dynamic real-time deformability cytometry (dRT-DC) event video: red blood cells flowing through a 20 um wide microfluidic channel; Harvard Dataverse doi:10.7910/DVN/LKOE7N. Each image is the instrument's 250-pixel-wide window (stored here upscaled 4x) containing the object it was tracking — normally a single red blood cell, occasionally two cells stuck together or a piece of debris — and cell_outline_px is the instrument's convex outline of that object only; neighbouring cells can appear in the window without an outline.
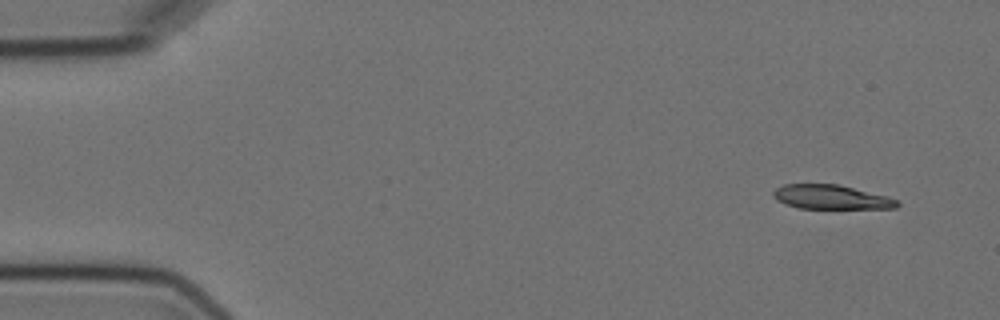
{"species": "Egyptian fruit bat (a non-hibernating species)", "species_latin": "Rousettus aegyptiacus", "temperature_condition": "cold", "stored_images_in_passage": 4, "camera_frame_rate_fps": 3000, "um_per_image_px": 0.085, "animal": {"sex": "female"}, "frame": {"image": 1, "passage_image": 1, "time_ms": 0.0, "image_size_px": [1000, 320], "cell_outline_px": [[900, 204], [896, 208], [800, 208], [784, 204], [776, 200], [772, 196], [772, 192], [776, 188], [784, 184], [840, 184], [888, 196], [896, 200]], "centroid_in_image_um": [70.62, 16.74], "position_along_channel_um": 14.4, "area_um2": 17.57}}
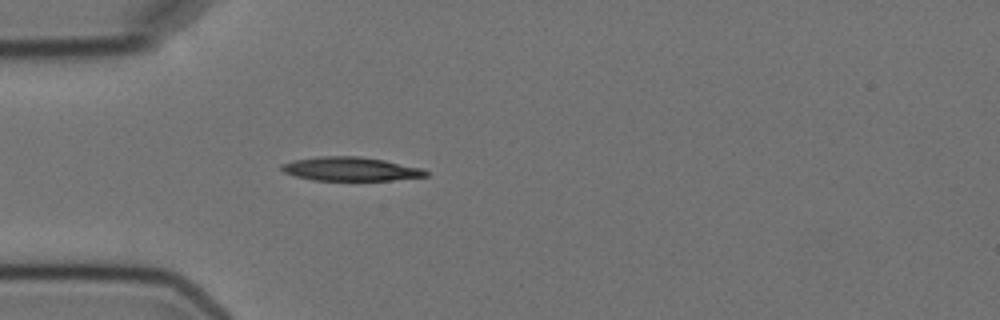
{"frame": {"image": 2, "passage_image": 4, "time_ms": 4.0, "image_size_px": [1000, 320], "cell_outline_px": [[428, 176], [392, 180], [312, 180], [296, 176], [284, 172], [280, 168], [280, 164], [292, 160], [320, 156], [360, 156], [384, 160], [424, 168], [428, 172]], "centroid_in_image_um": [29.8, 14.35], "position_along_channel_um": 55.2, "area_um2": 20.11}}